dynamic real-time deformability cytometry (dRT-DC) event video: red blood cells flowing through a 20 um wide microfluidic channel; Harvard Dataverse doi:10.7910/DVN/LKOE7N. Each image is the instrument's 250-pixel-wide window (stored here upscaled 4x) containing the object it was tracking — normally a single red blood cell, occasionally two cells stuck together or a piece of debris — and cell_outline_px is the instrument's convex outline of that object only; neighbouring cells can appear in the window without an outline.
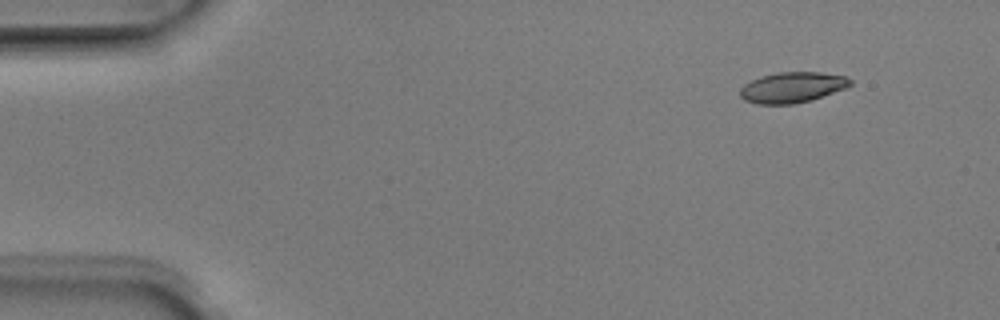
{"species": "Egyptian fruit bat (a non-hibernating species)", "species_latin": "Rousettus aegyptiacus", "temperature_condition": "room temperature", "stored_images_in_passage": 47, "camera_frame_rate_fps": 3000, "um_per_image_px": 0.085, "animal": {"sex": "male"}, "frame": {"image": 1, "passage_image": 1, "time_ms": 0.0, "image_size_px": [1000, 320], "cell_outline_px": [[852, 84], [844, 88], [812, 100], [792, 104], [756, 104], [744, 100], [740, 96], [740, 88], [744, 84], [752, 80], [776, 72], [820, 72], [844, 76], [852, 80]], "centroid_in_image_um": [67.32, 7.43], "position_along_channel_um": 17.7, "area_um2": 19.54}}
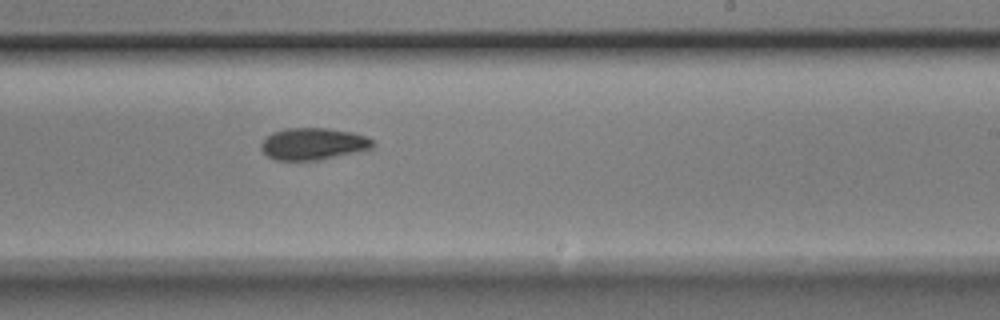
{"frame": {"image": 2, "passage_image": 27, "time_ms": 8.667, "image_size_px": [1000, 320], "cell_outline_px": [[376, 144], [372, 148], [356, 152], [320, 160], [276, 160], [268, 156], [260, 148], [260, 144], [272, 132], [288, 128], [328, 128], [352, 132], [368, 136]], "centroid_in_image_um": [26.65, 12.22], "position_along_channel_um": 262.4, "area_um2": 20.81}}
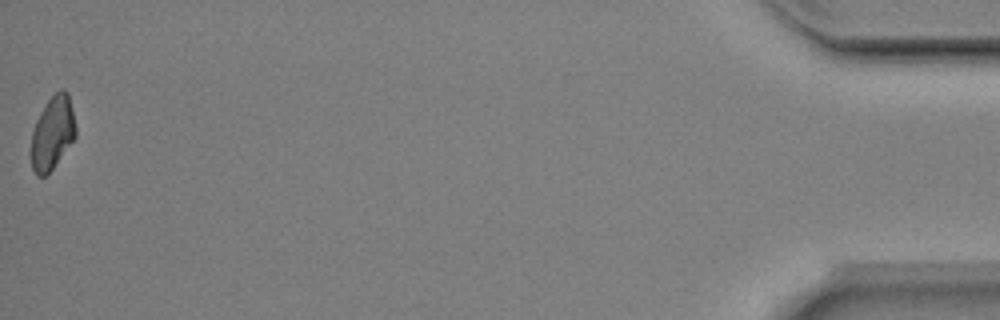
{"frame": {"image": 3, "passage_image": 47, "time_ms": 15.333, "image_size_px": [1000, 320], "cell_outline_px": [[76, 136], [52, 168], [44, 176], [36, 176], [32, 168], [32, 128], [40, 112], [48, 100], [60, 88], [64, 88], [68, 92], [76, 128]], "centroid_in_image_um": [4.46, 11.26], "position_along_channel_um": 430.7, "area_um2": 18.73}, "authors_computed_cell_mechanics": {"area_um2": 20.4612, "velocity_mm_per_s": 3.9654, "shape_relaxation_time_tau1_ms": 4.9999, "shape_relaxation_time_tau2_ms": null, "deformation_change_tau1": 0.1351, "deformation_change_tau2": null}}